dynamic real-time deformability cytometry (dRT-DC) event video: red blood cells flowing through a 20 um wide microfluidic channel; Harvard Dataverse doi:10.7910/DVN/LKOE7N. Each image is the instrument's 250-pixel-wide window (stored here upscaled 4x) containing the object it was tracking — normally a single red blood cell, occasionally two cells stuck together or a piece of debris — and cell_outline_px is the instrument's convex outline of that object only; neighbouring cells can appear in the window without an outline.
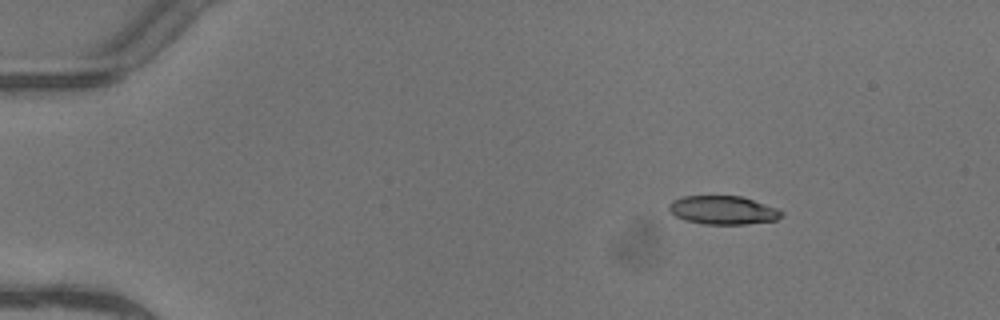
{"species": "common noctule bat (a hibernating species)", "species_latin": "Nyctalus noctula", "temperature_condition": "warm", "stored_images_in_passage": 5, "segment_of_instrument_passage": [2, 2], "camera_frame_rate_fps": 3000, "um_per_image_px": 0.085, "animal": {"sex": "female"}, "frame": {"image": 1, "passage_image": 5, "time_ms": 1.333, "image_size_px": [1000, 320], "cell_outline_px": [[784, 216], [776, 220], [744, 224], [704, 224], [684, 220], [676, 216], [668, 208], [668, 204], [672, 200], [684, 196], [740, 196], [780, 208], [784, 212]], "centroid_in_image_um": [61.49, 17.86], "position_along_channel_um": 23.5, "area_um2": 18.84}}